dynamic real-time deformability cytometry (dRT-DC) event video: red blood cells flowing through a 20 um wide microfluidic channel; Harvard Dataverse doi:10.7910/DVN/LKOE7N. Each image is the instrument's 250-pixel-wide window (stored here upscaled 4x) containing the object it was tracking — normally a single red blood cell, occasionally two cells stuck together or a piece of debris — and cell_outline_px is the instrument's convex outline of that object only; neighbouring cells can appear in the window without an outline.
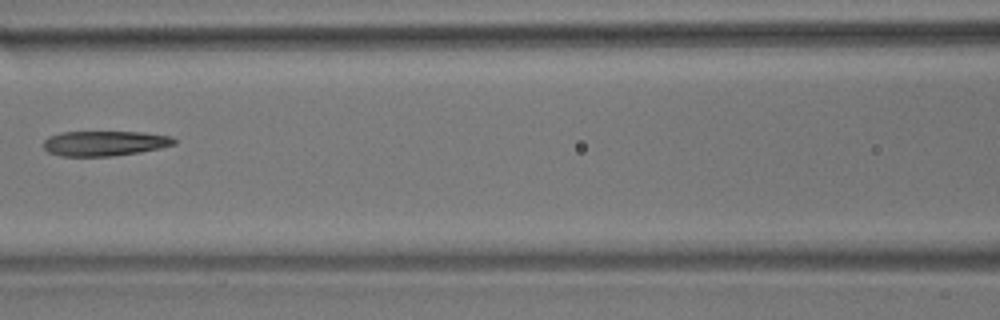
{"species": "common noctule bat (a hibernating species)", "species_latin": "Nyctalus noctula", "temperature_condition": "room temperature", "stored_images_in_passage": 6, "camera_frame_rate_fps": 3000, "um_per_image_px": 0.085, "animal": {"sex": "male", "body_mass_g": 17.9}, "frame": {"image": 1, "passage_image": 6, "time_ms": 6.0, "image_size_px": [1000, 320], "cell_outline_px": [[176, 144], [160, 148], [140, 152], [112, 156], [60, 156], [48, 152], [44, 148], [44, 140], [48, 136], [60, 132], [140, 132], [172, 136], [176, 140]], "centroid_in_image_um": [8.89, 12.18], "position_along_channel_um": 157.7, "area_um2": 19.13}}